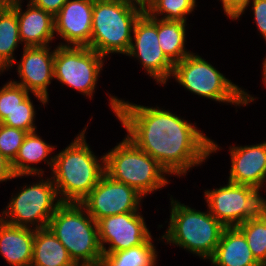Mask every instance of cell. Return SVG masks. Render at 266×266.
<instances>
[{
	"instance_id": "11",
	"label": "cell",
	"mask_w": 266,
	"mask_h": 266,
	"mask_svg": "<svg viewBox=\"0 0 266 266\" xmlns=\"http://www.w3.org/2000/svg\"><path fill=\"white\" fill-rule=\"evenodd\" d=\"M133 35L126 55L136 57L150 77H153L160 85H165L167 80L171 78L174 64L160 48L157 18L150 17L144 11L135 22Z\"/></svg>"
},
{
	"instance_id": "9",
	"label": "cell",
	"mask_w": 266,
	"mask_h": 266,
	"mask_svg": "<svg viewBox=\"0 0 266 266\" xmlns=\"http://www.w3.org/2000/svg\"><path fill=\"white\" fill-rule=\"evenodd\" d=\"M104 58L89 47L58 45L54 55V79L92 98Z\"/></svg>"
},
{
	"instance_id": "34",
	"label": "cell",
	"mask_w": 266,
	"mask_h": 266,
	"mask_svg": "<svg viewBox=\"0 0 266 266\" xmlns=\"http://www.w3.org/2000/svg\"><path fill=\"white\" fill-rule=\"evenodd\" d=\"M260 214L266 220V199H264L263 197L261 199V204H260Z\"/></svg>"
},
{
	"instance_id": "10",
	"label": "cell",
	"mask_w": 266,
	"mask_h": 266,
	"mask_svg": "<svg viewBox=\"0 0 266 266\" xmlns=\"http://www.w3.org/2000/svg\"><path fill=\"white\" fill-rule=\"evenodd\" d=\"M204 195L208 211L224 227H237L260 214L262 196L252 186L228 181L227 185L207 190Z\"/></svg>"
},
{
	"instance_id": "1",
	"label": "cell",
	"mask_w": 266,
	"mask_h": 266,
	"mask_svg": "<svg viewBox=\"0 0 266 266\" xmlns=\"http://www.w3.org/2000/svg\"><path fill=\"white\" fill-rule=\"evenodd\" d=\"M109 101L127 137L157 160L168 175H186L190 168L220 150L195 125L169 110L132 104L111 94Z\"/></svg>"
},
{
	"instance_id": "24",
	"label": "cell",
	"mask_w": 266,
	"mask_h": 266,
	"mask_svg": "<svg viewBox=\"0 0 266 266\" xmlns=\"http://www.w3.org/2000/svg\"><path fill=\"white\" fill-rule=\"evenodd\" d=\"M157 251L152 236L143 244L112 253H103L102 266H156Z\"/></svg>"
},
{
	"instance_id": "3",
	"label": "cell",
	"mask_w": 266,
	"mask_h": 266,
	"mask_svg": "<svg viewBox=\"0 0 266 266\" xmlns=\"http://www.w3.org/2000/svg\"><path fill=\"white\" fill-rule=\"evenodd\" d=\"M144 6L130 0H94L90 49L105 57L127 54Z\"/></svg>"
},
{
	"instance_id": "18",
	"label": "cell",
	"mask_w": 266,
	"mask_h": 266,
	"mask_svg": "<svg viewBox=\"0 0 266 266\" xmlns=\"http://www.w3.org/2000/svg\"><path fill=\"white\" fill-rule=\"evenodd\" d=\"M34 229L14 226L0 218V253L11 266H31Z\"/></svg>"
},
{
	"instance_id": "13",
	"label": "cell",
	"mask_w": 266,
	"mask_h": 266,
	"mask_svg": "<svg viewBox=\"0 0 266 266\" xmlns=\"http://www.w3.org/2000/svg\"><path fill=\"white\" fill-rule=\"evenodd\" d=\"M139 212L106 216L97 221L102 253H112L141 245L150 237L146 222ZM104 244H109L108 249Z\"/></svg>"
},
{
	"instance_id": "19",
	"label": "cell",
	"mask_w": 266,
	"mask_h": 266,
	"mask_svg": "<svg viewBox=\"0 0 266 266\" xmlns=\"http://www.w3.org/2000/svg\"><path fill=\"white\" fill-rule=\"evenodd\" d=\"M213 266H262L253 256L238 227H225L213 256Z\"/></svg>"
},
{
	"instance_id": "25",
	"label": "cell",
	"mask_w": 266,
	"mask_h": 266,
	"mask_svg": "<svg viewBox=\"0 0 266 266\" xmlns=\"http://www.w3.org/2000/svg\"><path fill=\"white\" fill-rule=\"evenodd\" d=\"M195 4L196 0H149L144 11L153 18L186 22V15L194 11Z\"/></svg>"
},
{
	"instance_id": "12",
	"label": "cell",
	"mask_w": 266,
	"mask_h": 266,
	"mask_svg": "<svg viewBox=\"0 0 266 266\" xmlns=\"http://www.w3.org/2000/svg\"><path fill=\"white\" fill-rule=\"evenodd\" d=\"M142 198L143 196L132 187L104 174L80 204L97 222L106 216L138 212Z\"/></svg>"
},
{
	"instance_id": "20",
	"label": "cell",
	"mask_w": 266,
	"mask_h": 266,
	"mask_svg": "<svg viewBox=\"0 0 266 266\" xmlns=\"http://www.w3.org/2000/svg\"><path fill=\"white\" fill-rule=\"evenodd\" d=\"M36 131L29 132L21 147L17 153L15 159L11 162V168L16 175V178L21 176H36L42 177L44 171L38 169L30 164H38L41 161H45L51 167H53L54 157L48 158L51 152L54 150V146L49 145L43 139L35 133ZM35 167V168H34ZM40 175V176H39Z\"/></svg>"
},
{
	"instance_id": "28",
	"label": "cell",
	"mask_w": 266,
	"mask_h": 266,
	"mask_svg": "<svg viewBox=\"0 0 266 266\" xmlns=\"http://www.w3.org/2000/svg\"><path fill=\"white\" fill-rule=\"evenodd\" d=\"M29 92L12 81L0 88V123L24 101Z\"/></svg>"
},
{
	"instance_id": "2",
	"label": "cell",
	"mask_w": 266,
	"mask_h": 266,
	"mask_svg": "<svg viewBox=\"0 0 266 266\" xmlns=\"http://www.w3.org/2000/svg\"><path fill=\"white\" fill-rule=\"evenodd\" d=\"M85 132L86 128L69 146L54 155L51 179L62 203H80L105 174V155L98 159L93 154Z\"/></svg>"
},
{
	"instance_id": "14",
	"label": "cell",
	"mask_w": 266,
	"mask_h": 266,
	"mask_svg": "<svg viewBox=\"0 0 266 266\" xmlns=\"http://www.w3.org/2000/svg\"><path fill=\"white\" fill-rule=\"evenodd\" d=\"M49 45L24 47L21 62L18 63L20 81H12L31 92L40 102H48V85L54 79L55 49L50 52Z\"/></svg>"
},
{
	"instance_id": "8",
	"label": "cell",
	"mask_w": 266,
	"mask_h": 266,
	"mask_svg": "<svg viewBox=\"0 0 266 266\" xmlns=\"http://www.w3.org/2000/svg\"><path fill=\"white\" fill-rule=\"evenodd\" d=\"M61 204L51 177L41 179L39 183L22 187L16 196L11 197L0 218L14 226L32 228L31 225H35L34 230L46 228Z\"/></svg>"
},
{
	"instance_id": "33",
	"label": "cell",
	"mask_w": 266,
	"mask_h": 266,
	"mask_svg": "<svg viewBox=\"0 0 266 266\" xmlns=\"http://www.w3.org/2000/svg\"><path fill=\"white\" fill-rule=\"evenodd\" d=\"M13 178H16V175L12 171L11 162L0 153V182Z\"/></svg>"
},
{
	"instance_id": "26",
	"label": "cell",
	"mask_w": 266,
	"mask_h": 266,
	"mask_svg": "<svg viewBox=\"0 0 266 266\" xmlns=\"http://www.w3.org/2000/svg\"><path fill=\"white\" fill-rule=\"evenodd\" d=\"M247 239L254 258L266 266V220L259 214L237 226Z\"/></svg>"
},
{
	"instance_id": "29",
	"label": "cell",
	"mask_w": 266,
	"mask_h": 266,
	"mask_svg": "<svg viewBox=\"0 0 266 266\" xmlns=\"http://www.w3.org/2000/svg\"><path fill=\"white\" fill-rule=\"evenodd\" d=\"M28 132L0 123V153L12 162Z\"/></svg>"
},
{
	"instance_id": "36",
	"label": "cell",
	"mask_w": 266,
	"mask_h": 266,
	"mask_svg": "<svg viewBox=\"0 0 266 266\" xmlns=\"http://www.w3.org/2000/svg\"><path fill=\"white\" fill-rule=\"evenodd\" d=\"M130 1L138 3V4L142 5V6H145L149 2V0H130Z\"/></svg>"
},
{
	"instance_id": "27",
	"label": "cell",
	"mask_w": 266,
	"mask_h": 266,
	"mask_svg": "<svg viewBox=\"0 0 266 266\" xmlns=\"http://www.w3.org/2000/svg\"><path fill=\"white\" fill-rule=\"evenodd\" d=\"M35 112L33 102H31L30 96H28L1 123L8 127L24 130L28 133L33 132L36 131L34 123V119L36 117Z\"/></svg>"
},
{
	"instance_id": "17",
	"label": "cell",
	"mask_w": 266,
	"mask_h": 266,
	"mask_svg": "<svg viewBox=\"0 0 266 266\" xmlns=\"http://www.w3.org/2000/svg\"><path fill=\"white\" fill-rule=\"evenodd\" d=\"M16 14L18 18L21 44L24 47L46 46L54 38V17L43 9L27 4V10L23 12L21 0H3Z\"/></svg>"
},
{
	"instance_id": "6",
	"label": "cell",
	"mask_w": 266,
	"mask_h": 266,
	"mask_svg": "<svg viewBox=\"0 0 266 266\" xmlns=\"http://www.w3.org/2000/svg\"><path fill=\"white\" fill-rule=\"evenodd\" d=\"M105 174L125 183L143 197L168 184V172L127 136L105 154Z\"/></svg>"
},
{
	"instance_id": "22",
	"label": "cell",
	"mask_w": 266,
	"mask_h": 266,
	"mask_svg": "<svg viewBox=\"0 0 266 266\" xmlns=\"http://www.w3.org/2000/svg\"><path fill=\"white\" fill-rule=\"evenodd\" d=\"M19 42L21 43L17 14L2 0L0 1V72L13 67L16 62L13 52Z\"/></svg>"
},
{
	"instance_id": "5",
	"label": "cell",
	"mask_w": 266,
	"mask_h": 266,
	"mask_svg": "<svg viewBox=\"0 0 266 266\" xmlns=\"http://www.w3.org/2000/svg\"><path fill=\"white\" fill-rule=\"evenodd\" d=\"M170 205L169 226L162 239L202 259H210L225 227L209 211L192 209L173 198Z\"/></svg>"
},
{
	"instance_id": "21",
	"label": "cell",
	"mask_w": 266,
	"mask_h": 266,
	"mask_svg": "<svg viewBox=\"0 0 266 266\" xmlns=\"http://www.w3.org/2000/svg\"><path fill=\"white\" fill-rule=\"evenodd\" d=\"M31 266H77L67 249L58 238L46 228L34 230L33 256Z\"/></svg>"
},
{
	"instance_id": "32",
	"label": "cell",
	"mask_w": 266,
	"mask_h": 266,
	"mask_svg": "<svg viewBox=\"0 0 266 266\" xmlns=\"http://www.w3.org/2000/svg\"><path fill=\"white\" fill-rule=\"evenodd\" d=\"M68 0H30L33 5L55 17Z\"/></svg>"
},
{
	"instance_id": "23",
	"label": "cell",
	"mask_w": 266,
	"mask_h": 266,
	"mask_svg": "<svg viewBox=\"0 0 266 266\" xmlns=\"http://www.w3.org/2000/svg\"><path fill=\"white\" fill-rule=\"evenodd\" d=\"M186 22L157 19V34L160 48L165 56L173 63L180 62L191 54L185 51Z\"/></svg>"
},
{
	"instance_id": "15",
	"label": "cell",
	"mask_w": 266,
	"mask_h": 266,
	"mask_svg": "<svg viewBox=\"0 0 266 266\" xmlns=\"http://www.w3.org/2000/svg\"><path fill=\"white\" fill-rule=\"evenodd\" d=\"M93 6L94 0H68L63 5L54 17V31L66 42L59 46L90 45Z\"/></svg>"
},
{
	"instance_id": "7",
	"label": "cell",
	"mask_w": 266,
	"mask_h": 266,
	"mask_svg": "<svg viewBox=\"0 0 266 266\" xmlns=\"http://www.w3.org/2000/svg\"><path fill=\"white\" fill-rule=\"evenodd\" d=\"M172 76L191 93L218 102L245 106L255 99L194 53L174 64Z\"/></svg>"
},
{
	"instance_id": "16",
	"label": "cell",
	"mask_w": 266,
	"mask_h": 266,
	"mask_svg": "<svg viewBox=\"0 0 266 266\" xmlns=\"http://www.w3.org/2000/svg\"><path fill=\"white\" fill-rule=\"evenodd\" d=\"M231 170L228 181L249 185L260 190L266 183V142L255 145L231 146Z\"/></svg>"
},
{
	"instance_id": "30",
	"label": "cell",
	"mask_w": 266,
	"mask_h": 266,
	"mask_svg": "<svg viewBox=\"0 0 266 266\" xmlns=\"http://www.w3.org/2000/svg\"><path fill=\"white\" fill-rule=\"evenodd\" d=\"M227 17L238 19L245 11L251 0H220Z\"/></svg>"
},
{
	"instance_id": "4",
	"label": "cell",
	"mask_w": 266,
	"mask_h": 266,
	"mask_svg": "<svg viewBox=\"0 0 266 266\" xmlns=\"http://www.w3.org/2000/svg\"><path fill=\"white\" fill-rule=\"evenodd\" d=\"M47 227L67 249L77 266L101 264L103 253L97 222L80 203H62Z\"/></svg>"
},
{
	"instance_id": "31",
	"label": "cell",
	"mask_w": 266,
	"mask_h": 266,
	"mask_svg": "<svg viewBox=\"0 0 266 266\" xmlns=\"http://www.w3.org/2000/svg\"><path fill=\"white\" fill-rule=\"evenodd\" d=\"M252 10L258 30L266 41V0H252Z\"/></svg>"
},
{
	"instance_id": "35",
	"label": "cell",
	"mask_w": 266,
	"mask_h": 266,
	"mask_svg": "<svg viewBox=\"0 0 266 266\" xmlns=\"http://www.w3.org/2000/svg\"><path fill=\"white\" fill-rule=\"evenodd\" d=\"M263 73H262V75H263V82H264V84L266 85V58L264 59V61H263Z\"/></svg>"
}]
</instances>
